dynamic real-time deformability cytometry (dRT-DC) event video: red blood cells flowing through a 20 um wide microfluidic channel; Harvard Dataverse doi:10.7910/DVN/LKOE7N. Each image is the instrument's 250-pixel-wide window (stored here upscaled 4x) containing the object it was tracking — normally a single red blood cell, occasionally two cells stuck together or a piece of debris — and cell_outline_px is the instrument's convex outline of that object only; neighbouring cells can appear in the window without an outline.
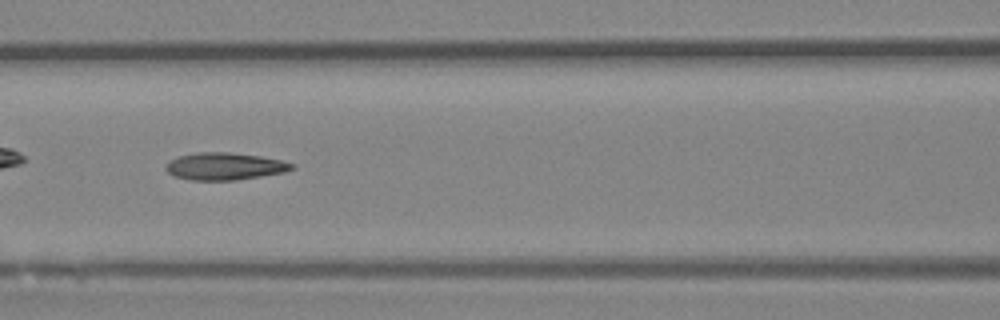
{"species": "Egyptian fruit bat (a non-hibernating species)", "species_latin": "Rousettus aegyptiacus", "temperature_condition": "room temperature", "stored_images_in_passage": 45, "camera_frame_rate_fps": 3000, "um_per_image_px": 0.085, "animal": {"sex": "female"}, "frame": {"image": 1, "passage_image": 20, "time_ms": 6.333, "image_size_px": [1000, 320], "cell_outline_px": [[296, 168], [284, 172], [236, 180], [192, 180], [172, 176], [164, 168], [164, 164], [168, 160], [180, 156], [200, 152], [228, 152], [260, 156], [280, 160], [296, 164]], "centroid_in_image_um": [19.07, 14.14], "position_along_channel_um": 147.5, "area_um2": 20.11}}
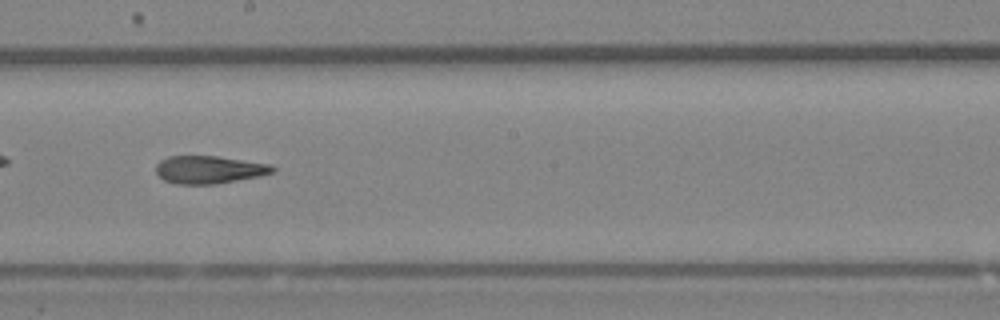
{"frame": {"image": 2, "passage_image": 26, "time_ms": 8.333, "image_size_px": [1000, 320], "cell_outline_px": [[276, 168], [272, 172], [260, 176], [216, 184], [176, 184], [164, 180], [156, 172], [156, 164], [160, 160], [168, 156], [216, 156], [272, 164]], "centroid_in_image_um": [17.77, 14.42], "position_along_channel_um": 230.4, "area_um2": 18.9}}
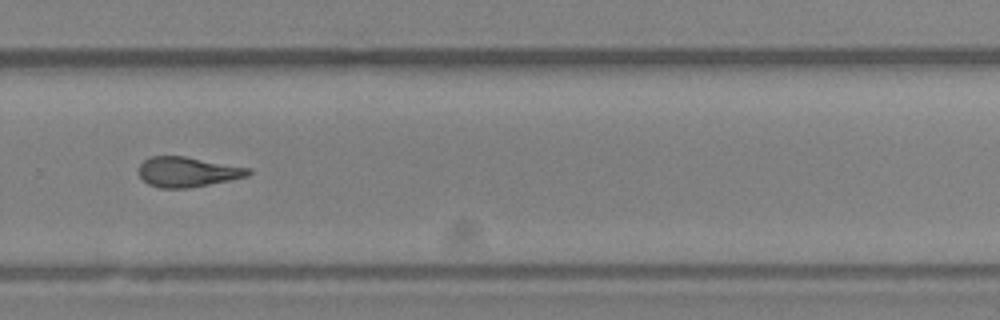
{"frame": {"image": 3, "passage_image": 32, "time_ms": 10.333, "image_size_px": [1000, 320], "cell_outline_px": [[252, 172], [248, 176], [188, 188], [160, 188], [148, 184], [136, 172], [140, 164], [148, 156], [184, 156], [252, 168]], "centroid_in_image_um": [15.91, 14.6], "position_along_channel_um": 313.9, "area_um2": 19.25}, "authors_computed_cell_mechanics": {"area_um2": 19.9988, "velocity_mm_per_s": 4.1851, "shape_relaxation_time_tau1_ms": null, "shape_relaxation_time_tau2_ms": 6.3366, "deformation_change_tau1": null, "deformation_change_tau2": 0.1952}}